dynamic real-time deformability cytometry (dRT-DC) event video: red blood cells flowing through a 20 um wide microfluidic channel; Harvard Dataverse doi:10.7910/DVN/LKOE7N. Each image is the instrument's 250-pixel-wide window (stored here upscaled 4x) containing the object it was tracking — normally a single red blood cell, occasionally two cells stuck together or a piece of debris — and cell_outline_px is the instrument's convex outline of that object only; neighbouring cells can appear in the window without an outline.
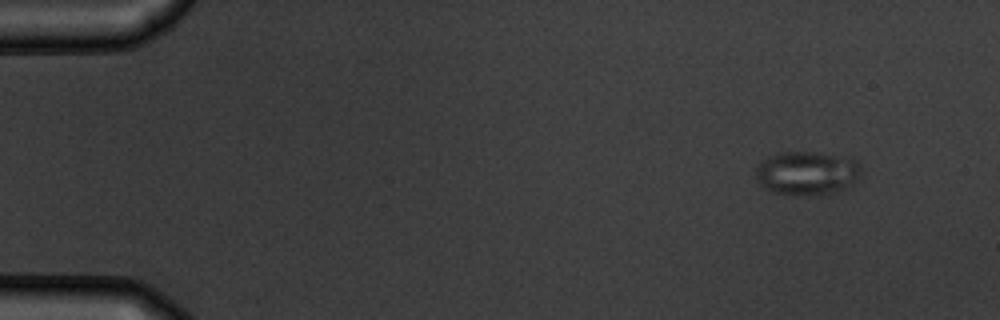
{"species": "common noctule bat (a hibernating species)", "species_latin": "Nyctalus noctula", "temperature_condition": "warm", "stored_images_in_passage": 4, "camera_frame_rate_fps": 3000, "um_per_image_px": 0.085, "animal": {"sex": "male", "body_mass_g": 19.5, "forearm_length_mm": 54.6}, "frame": {"image": 1, "passage_image": 1, "time_ms": 0.0, "image_size_px": [1000, 320], "cell_outline_px": [[864, 172], [848, 188], [820, 196], [772, 192], [764, 188], [756, 180], [756, 168], [768, 156], [780, 152], [812, 152], [852, 156], [860, 164]], "centroid_in_image_um": [68.67, 14.7], "position_along_channel_um": 16.3, "area_um2": 27.4}}